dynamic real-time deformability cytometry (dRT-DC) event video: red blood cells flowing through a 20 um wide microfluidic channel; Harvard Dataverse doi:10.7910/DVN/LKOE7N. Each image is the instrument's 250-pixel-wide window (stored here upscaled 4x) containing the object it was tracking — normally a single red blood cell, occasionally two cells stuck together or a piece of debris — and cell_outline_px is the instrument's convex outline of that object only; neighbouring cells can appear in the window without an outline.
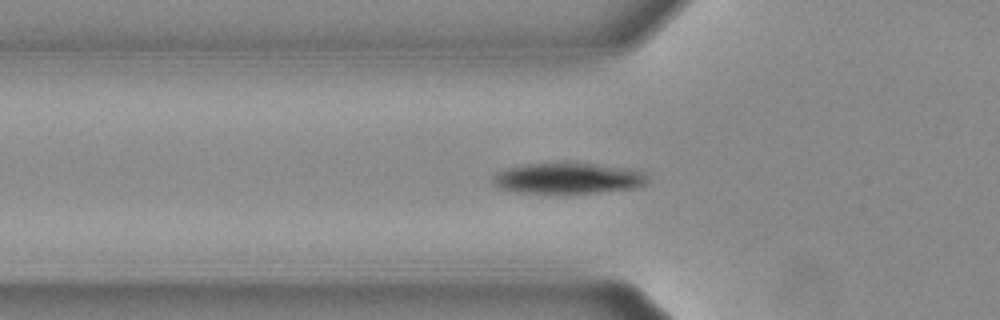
{"species": "Egyptian fruit bat (a non-hibernating species)", "species_latin": "Rousettus aegyptiacus", "temperature_condition": "warm", "stored_images_in_passage": 40, "camera_frame_rate_fps": 3000, "um_per_image_px": 0.085, "animal": {"sex": "female"}, "frame": {"image": 1, "passage_image": 3, "time_ms": 0.667, "image_size_px": [1000, 320], "cell_outline_px": [[648, 180], [644, 184], [636, 188], [596, 192], [520, 192], [500, 188], [492, 180], [492, 176], [496, 172], [508, 168], [528, 164], [592, 164], [632, 168], [644, 172], [648, 176]], "centroid_in_image_um": [48.34, 15.15], "position_along_channel_um": 77.5, "area_um2": 27.11}}
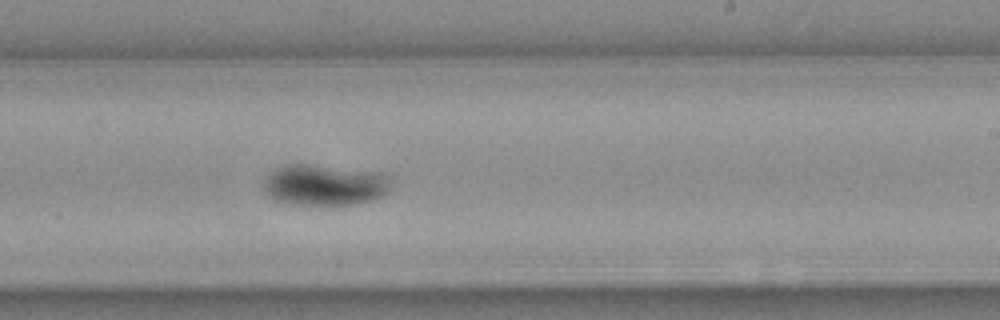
{"frame": {"image": 2, "passage_image": 18, "time_ms": 5.667, "image_size_px": [1000, 320], "cell_outline_px": [[388, 188], [380, 196], [368, 200], [352, 204], [296, 204], [276, 200], [264, 188], [264, 180], [272, 172], [280, 168], [292, 164], [304, 164], [380, 172], [388, 176]], "centroid_in_image_um": [27.58, 15.71], "position_along_channel_um": 261.4, "area_um2": 29.25}}
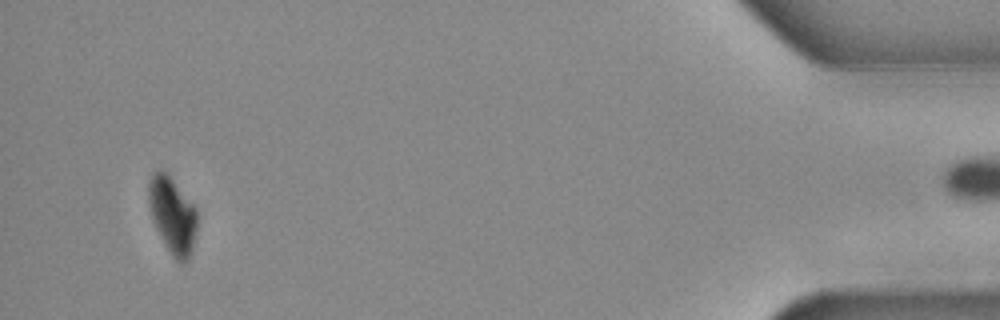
{"frame": {"image": 3, "passage_image": 37, "time_ms": 12.0, "image_size_px": [1000, 320], "cell_outline_px": [[196, 232], [192, 248], [188, 260], [184, 264], [180, 264], [172, 256], [156, 228], [152, 220], [148, 204], [148, 184], [152, 176], [156, 172], [164, 172], [172, 180], [196, 208]], "centroid_in_image_um": [14.65, 18.36], "position_along_channel_um": 420.5, "area_um2": 21.1}, "authors_computed_cell_mechanics": {"area_um2": 27.8596, "velocity_mm_per_s": 3.6721, "shape_relaxation_time_tau1_ms": 3.2769, "shape_relaxation_time_tau2_ms": null, "deformation_change_tau1": 0.1708, "deformation_change_tau2": null}}